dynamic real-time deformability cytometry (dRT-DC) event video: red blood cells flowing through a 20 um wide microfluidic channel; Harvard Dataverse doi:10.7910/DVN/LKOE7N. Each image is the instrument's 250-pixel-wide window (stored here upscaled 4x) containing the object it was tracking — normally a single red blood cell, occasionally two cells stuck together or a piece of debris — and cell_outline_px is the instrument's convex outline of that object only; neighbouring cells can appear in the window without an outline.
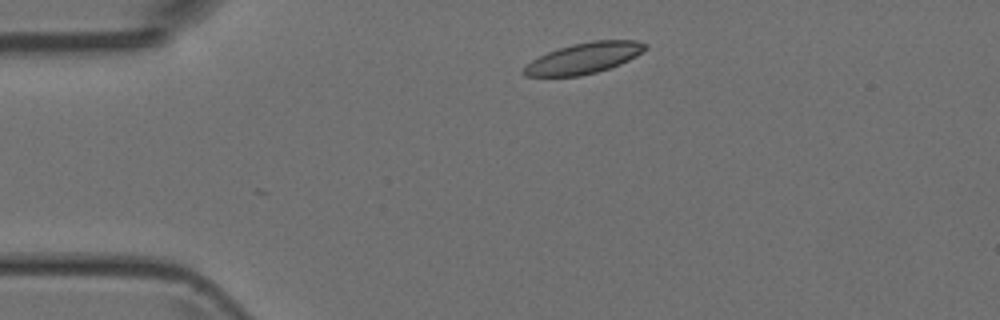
{"species": "Egyptian fruit bat (a non-hibernating species)", "species_latin": "Rousettus aegyptiacus", "temperature_condition": "room temperature", "stored_images_in_passage": 3, "camera_frame_rate_fps": 3000, "um_per_image_px": 0.085, "animal": {"sex": "female"}, "frame": {"image": 1, "passage_image": 1, "time_ms": 0.0, "image_size_px": [1000, 320], "cell_outline_px": [[648, 48], [636, 56], [620, 64], [596, 72], [580, 76], [524, 76], [520, 72], [532, 60], [548, 52], [572, 44], [592, 40], [636, 40], [648, 44]], "centroid_in_image_um": [49.65, 4.94], "position_along_channel_um": 35.3, "area_um2": 21.73}}
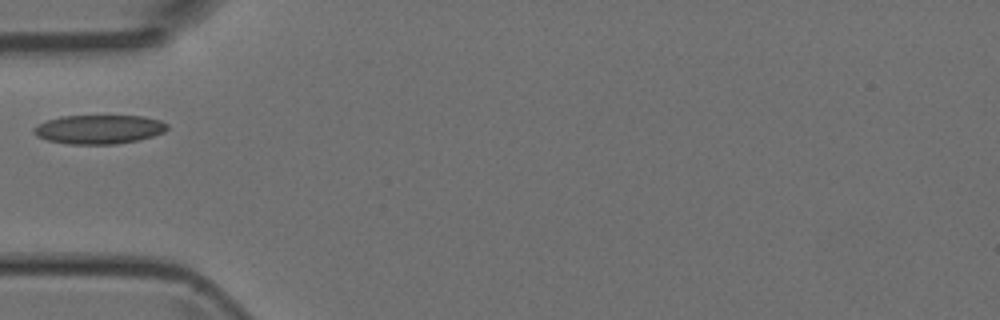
{"frame": {"image": 2, "passage_image": 3, "time_ms": 2.0, "image_size_px": [1000, 320], "cell_outline_px": [[168, 128], [164, 132], [140, 140], [116, 144], [68, 144], [48, 140], [36, 136], [32, 132], [32, 128], [48, 120], [60, 116], [144, 116], [160, 120], [168, 124]], "centroid_in_image_um": [8.42, 10.99], "position_along_channel_um": 76.6, "area_um2": 22.6}}